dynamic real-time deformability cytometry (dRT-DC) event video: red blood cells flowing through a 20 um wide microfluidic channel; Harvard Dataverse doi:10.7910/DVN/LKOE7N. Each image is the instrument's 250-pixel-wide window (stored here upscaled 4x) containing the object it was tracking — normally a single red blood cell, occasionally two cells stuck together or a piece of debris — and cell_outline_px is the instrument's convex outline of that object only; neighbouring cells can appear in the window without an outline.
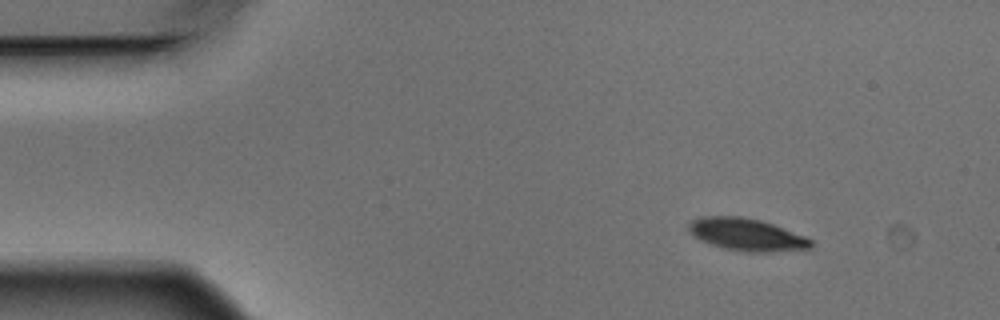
{"species": "Egyptian fruit bat (a non-hibernating species)", "species_latin": "Rousettus aegyptiacus", "temperature_condition": "warm", "stored_images_in_passage": 8, "camera_frame_rate_fps": 3000, "um_per_image_px": 0.085, "animal": {"sex": "male"}, "frame": {"image": 1, "passage_image": 1, "time_ms": 0.0, "image_size_px": [1000, 320], "cell_outline_px": [[812, 248], [772, 252], [744, 252], [724, 248], [700, 240], [688, 228], [688, 224], [692, 220], [704, 216], [740, 216], [760, 220], [772, 224], [804, 236], [812, 240]], "centroid_in_image_um": [63.48, 19.94], "position_along_channel_um": 21.5, "area_um2": 22.77}}
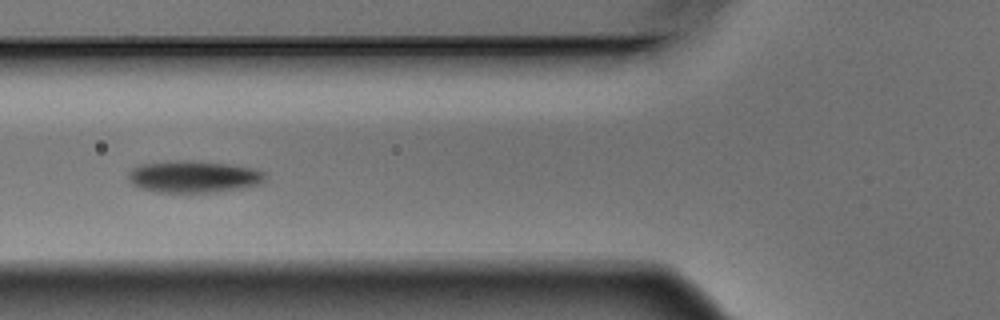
{"frame": {"image": 2, "passage_image": 5, "time_ms": 1.333, "image_size_px": [1000, 320], "cell_outline_px": [[264, 184], [220, 192], [156, 192], [140, 188], [132, 184], [128, 180], [128, 172], [132, 168], [144, 164], [180, 160], [188, 160], [232, 164], [256, 168], [264, 172]], "centroid_in_image_um": [16.5, 15.02], "position_along_channel_um": 109.3, "area_um2": 25.72}}
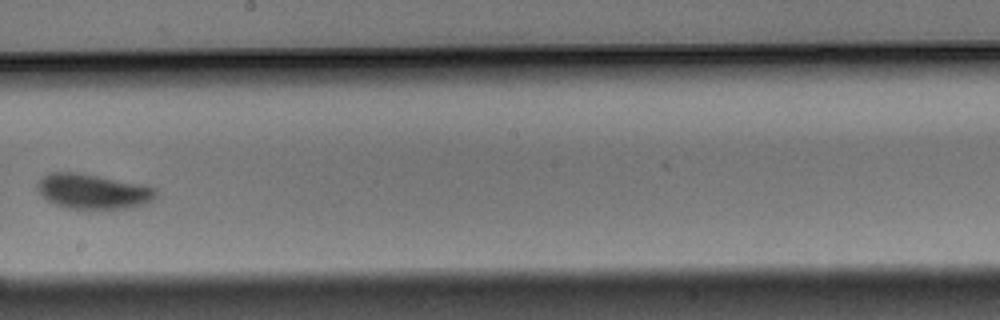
{"frame": {"image": 3, "passage_image": 8, "time_ms": 2.333, "image_size_px": [1000, 320], "cell_outline_px": [[156, 196], [152, 200], [144, 204], [132, 208], [64, 208], [40, 196], [36, 188], [36, 184], [44, 176], [52, 172], [80, 172], [144, 184], [156, 188]], "centroid_in_image_um": [7.9, 16.25], "position_along_channel_um": 240.3, "area_um2": 24.33}}